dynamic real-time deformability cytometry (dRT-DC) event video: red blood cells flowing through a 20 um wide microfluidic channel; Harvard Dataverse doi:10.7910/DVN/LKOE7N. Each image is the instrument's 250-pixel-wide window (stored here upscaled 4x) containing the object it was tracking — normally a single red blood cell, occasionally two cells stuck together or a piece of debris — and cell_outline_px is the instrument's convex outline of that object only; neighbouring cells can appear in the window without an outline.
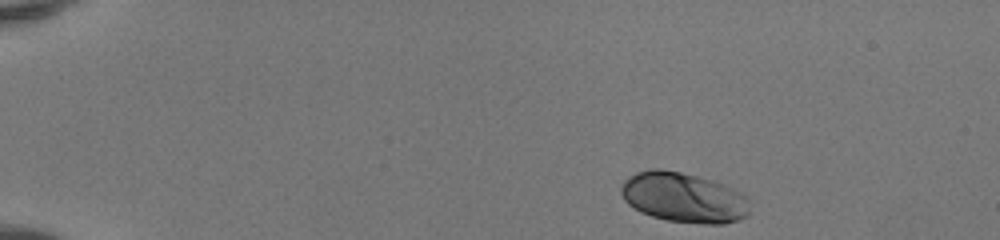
{"species": "human", "species_latin": "Homo sapiens", "temperature_condition": "room temperature", "stored_images_in_passage": 44, "camera_frame_rate_fps": 3000, "um_per_image_px": 0.085, "donor": {"sex": "female"}, "frame": {"image": 1, "passage_image": 1, "time_ms": 0.0, "image_size_px": [1000, 240], "cell_outline_px": [[752, 200], [748, 216], [724, 224], [704, 224], [668, 220], [652, 216], [640, 212], [628, 204], [624, 200], [620, 192], [620, 188], [624, 180], [628, 176], [636, 172], [648, 168], [660, 168], [680, 172], [712, 180], [724, 184], [748, 196]], "centroid_in_image_um": [58.12, 16.78], "position_along_channel_um": 26.9, "area_um2": 38.03}}
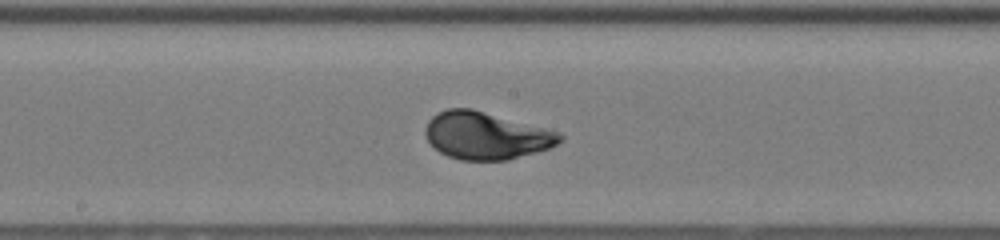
{"frame": {"image": 2, "passage_image": 22, "time_ms": 7.0, "image_size_px": [1000, 240], "cell_outline_px": [[564, 140], [548, 148], [508, 160], [460, 160], [448, 156], [440, 152], [428, 140], [424, 132], [424, 128], [428, 120], [436, 112], [448, 108], [472, 108], [552, 128], [560, 132], [564, 136]], "centroid_in_image_um": [41.35, 11.5], "position_along_channel_um": 206.8, "area_um2": 37.69}}
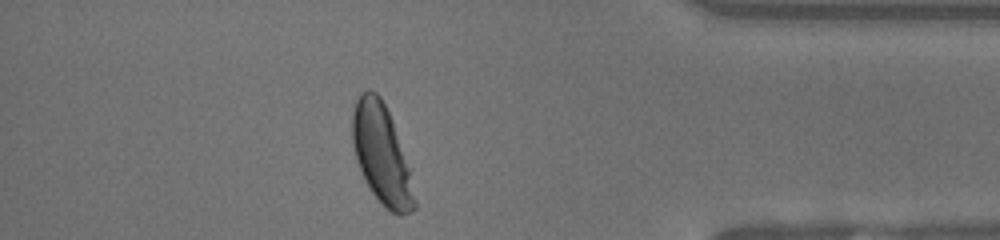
{"frame": {"image": 3, "passage_image": 38, "time_ms": 12.333, "image_size_px": [1000, 240], "cell_outline_px": [[416, 208], [412, 212], [392, 212], [384, 208], [380, 204], [364, 180], [356, 160], [352, 144], [352, 112], [356, 100], [360, 92], [368, 88], [376, 92], [380, 96], [392, 120], [408, 168], [416, 200]], "centroid_in_image_um": [32.39, 13.1], "position_along_channel_um": 402.8, "area_um2": 35.6}, "authors_computed_cell_mechanics": {"area_um2": 36.5007, "velocity_mm_per_s": 4.1175, "shape_relaxation_time_tau1_ms": 2.6705, "shape_relaxation_time_tau2_ms": null, "deformation_change_tau1": 0.1597, "deformation_change_tau2": null}}